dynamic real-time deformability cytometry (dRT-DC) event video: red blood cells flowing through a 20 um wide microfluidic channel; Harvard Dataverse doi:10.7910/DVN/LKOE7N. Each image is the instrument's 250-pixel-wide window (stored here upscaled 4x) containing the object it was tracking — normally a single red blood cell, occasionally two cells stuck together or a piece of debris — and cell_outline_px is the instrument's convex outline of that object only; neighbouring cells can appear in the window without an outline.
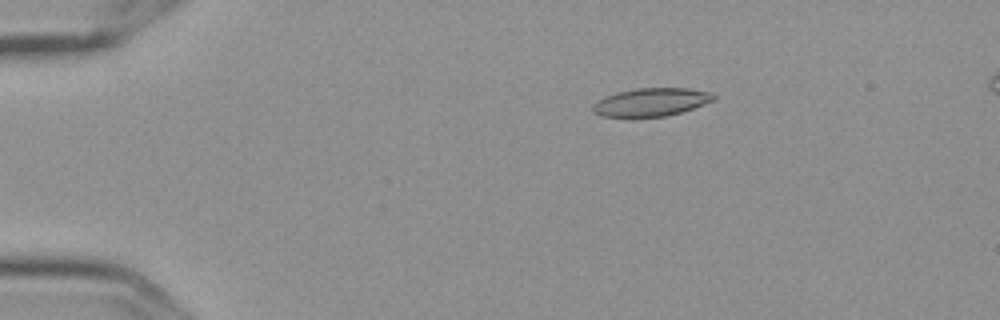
{"species": "Egyptian fruit bat (a non-hibernating species)", "species_latin": "Rousettus aegyptiacus", "temperature_condition": "cold", "stored_images_in_passage": 5, "camera_frame_rate_fps": 3000, "um_per_image_px": 0.085, "frame": {"image": 1, "passage_image": 3, "time_ms": 0.667, "image_size_px": [1000, 320], "cell_outline_px": [[716, 100], [668, 116], [600, 116], [592, 112], [592, 104], [596, 100], [604, 96], [616, 92], [636, 88], [688, 88], [712, 92], [716, 96]], "centroid_in_image_um": [55.33, 8.66], "position_along_channel_um": 29.7, "area_um2": 19.88}}